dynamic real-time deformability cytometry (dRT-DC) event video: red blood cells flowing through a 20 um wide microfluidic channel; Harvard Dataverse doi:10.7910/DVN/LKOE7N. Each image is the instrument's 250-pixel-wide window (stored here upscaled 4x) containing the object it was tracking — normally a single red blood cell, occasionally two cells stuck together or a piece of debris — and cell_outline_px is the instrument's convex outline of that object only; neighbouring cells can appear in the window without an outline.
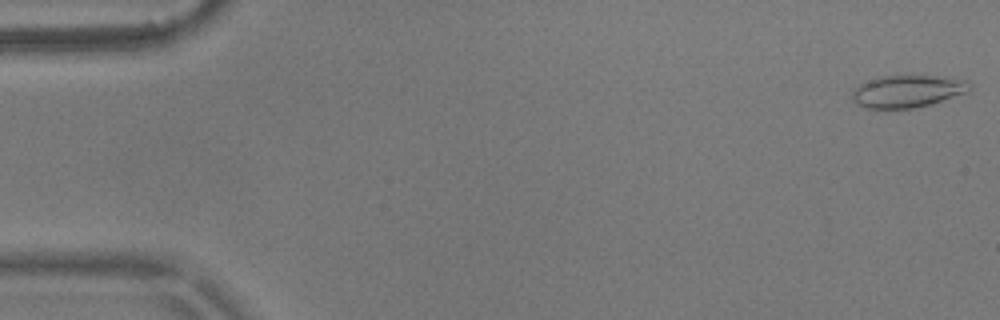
{"species": "common noctule bat (a hibernating species)", "species_latin": "Nyctalus noctula", "temperature_condition": "warm", "stored_images_in_passage": 5, "camera_frame_rate_fps": 3000, "um_per_image_px": 0.085, "animal": {"sex": "male", "body_mass_g": 17.9}, "frame": {"image": 1, "passage_image": 1, "time_ms": 0.0, "image_size_px": [1000, 320], "cell_outline_px": [[972, 88], [968, 92], [928, 104], [912, 108], [864, 108], [852, 96], [852, 92], [860, 84], [876, 76], [908, 72], [952, 76], [968, 80], [972, 84]], "centroid_in_image_um": [77.23, 7.66], "position_along_channel_um": 7.8, "area_um2": 23.12}}